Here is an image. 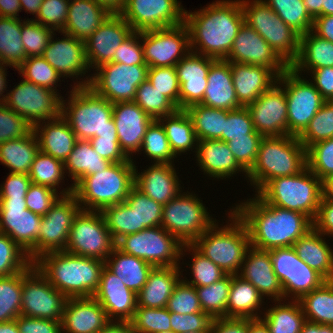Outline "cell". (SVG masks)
Returning a JSON list of instances; mask_svg holds the SVG:
<instances>
[{"mask_svg":"<svg viewBox=\"0 0 333 333\" xmlns=\"http://www.w3.org/2000/svg\"><path fill=\"white\" fill-rule=\"evenodd\" d=\"M231 209L243 221L250 244L259 250L291 247L313 228V220L301 212L267 204L258 194Z\"/></svg>","mask_w":333,"mask_h":333,"instance_id":"1","label":"cell"},{"mask_svg":"<svg viewBox=\"0 0 333 333\" xmlns=\"http://www.w3.org/2000/svg\"><path fill=\"white\" fill-rule=\"evenodd\" d=\"M190 51L213 59H226L244 23L241 0H217L199 11L185 10Z\"/></svg>","mask_w":333,"mask_h":333,"instance_id":"2","label":"cell"},{"mask_svg":"<svg viewBox=\"0 0 333 333\" xmlns=\"http://www.w3.org/2000/svg\"><path fill=\"white\" fill-rule=\"evenodd\" d=\"M33 264L67 298H80L93 297L105 261L54 251L41 255Z\"/></svg>","mask_w":333,"mask_h":333,"instance_id":"3","label":"cell"},{"mask_svg":"<svg viewBox=\"0 0 333 333\" xmlns=\"http://www.w3.org/2000/svg\"><path fill=\"white\" fill-rule=\"evenodd\" d=\"M69 93L68 101L62 97L61 116L78 140L117 137L113 103L97 94L90 86L72 87Z\"/></svg>","mask_w":333,"mask_h":333,"instance_id":"4","label":"cell"},{"mask_svg":"<svg viewBox=\"0 0 333 333\" xmlns=\"http://www.w3.org/2000/svg\"><path fill=\"white\" fill-rule=\"evenodd\" d=\"M307 167V149L297 136L263 137L257 158L247 172V179L257 194L276 177L293 176Z\"/></svg>","mask_w":333,"mask_h":333,"instance_id":"5","label":"cell"},{"mask_svg":"<svg viewBox=\"0 0 333 333\" xmlns=\"http://www.w3.org/2000/svg\"><path fill=\"white\" fill-rule=\"evenodd\" d=\"M228 217L231 223L219 227L216 221L192 245L225 274L237 275L251 244L247 227L232 209Z\"/></svg>","mask_w":333,"mask_h":333,"instance_id":"6","label":"cell"},{"mask_svg":"<svg viewBox=\"0 0 333 333\" xmlns=\"http://www.w3.org/2000/svg\"><path fill=\"white\" fill-rule=\"evenodd\" d=\"M134 167L133 161L112 163L105 170L83 177L73 187V195L83 210L102 211L122 203L135 185Z\"/></svg>","mask_w":333,"mask_h":333,"instance_id":"7","label":"cell"},{"mask_svg":"<svg viewBox=\"0 0 333 333\" xmlns=\"http://www.w3.org/2000/svg\"><path fill=\"white\" fill-rule=\"evenodd\" d=\"M257 194L267 204L301 212L314 220L322 199V181L306 167L296 175L270 180Z\"/></svg>","mask_w":333,"mask_h":333,"instance_id":"8","label":"cell"},{"mask_svg":"<svg viewBox=\"0 0 333 333\" xmlns=\"http://www.w3.org/2000/svg\"><path fill=\"white\" fill-rule=\"evenodd\" d=\"M244 23L253 28L290 67L298 57L300 35L263 0H241Z\"/></svg>","mask_w":333,"mask_h":333,"instance_id":"9","label":"cell"},{"mask_svg":"<svg viewBox=\"0 0 333 333\" xmlns=\"http://www.w3.org/2000/svg\"><path fill=\"white\" fill-rule=\"evenodd\" d=\"M205 207L195 193L181 191L163 206L161 227L182 244H192L216 222Z\"/></svg>","mask_w":333,"mask_h":333,"instance_id":"10","label":"cell"},{"mask_svg":"<svg viewBox=\"0 0 333 333\" xmlns=\"http://www.w3.org/2000/svg\"><path fill=\"white\" fill-rule=\"evenodd\" d=\"M116 247L153 267H172L180 265L183 244L161 226H156L123 236Z\"/></svg>","mask_w":333,"mask_h":333,"instance_id":"11","label":"cell"},{"mask_svg":"<svg viewBox=\"0 0 333 333\" xmlns=\"http://www.w3.org/2000/svg\"><path fill=\"white\" fill-rule=\"evenodd\" d=\"M115 247L102 212L81 209L74 218L65 251L106 261Z\"/></svg>","mask_w":333,"mask_h":333,"instance_id":"12","label":"cell"},{"mask_svg":"<svg viewBox=\"0 0 333 333\" xmlns=\"http://www.w3.org/2000/svg\"><path fill=\"white\" fill-rule=\"evenodd\" d=\"M303 77L289 67L277 78V82L285 90L287 99L288 135L297 137L326 101L311 80L309 82Z\"/></svg>","mask_w":333,"mask_h":333,"instance_id":"13","label":"cell"},{"mask_svg":"<svg viewBox=\"0 0 333 333\" xmlns=\"http://www.w3.org/2000/svg\"><path fill=\"white\" fill-rule=\"evenodd\" d=\"M62 97L59 92L24 79L7 92L3 104L22 116L33 128L61 115Z\"/></svg>","mask_w":333,"mask_h":333,"instance_id":"14","label":"cell"},{"mask_svg":"<svg viewBox=\"0 0 333 333\" xmlns=\"http://www.w3.org/2000/svg\"><path fill=\"white\" fill-rule=\"evenodd\" d=\"M67 299L33 263L22 271V316L62 321Z\"/></svg>","mask_w":333,"mask_h":333,"instance_id":"15","label":"cell"},{"mask_svg":"<svg viewBox=\"0 0 333 333\" xmlns=\"http://www.w3.org/2000/svg\"><path fill=\"white\" fill-rule=\"evenodd\" d=\"M147 65L109 62L95 69L89 86L111 103L134 101L138 86L147 79Z\"/></svg>","mask_w":333,"mask_h":333,"instance_id":"16","label":"cell"},{"mask_svg":"<svg viewBox=\"0 0 333 333\" xmlns=\"http://www.w3.org/2000/svg\"><path fill=\"white\" fill-rule=\"evenodd\" d=\"M268 251L273 270L284 293V301L289 297L291 300H299L304 294L319 288L326 281L298 257L292 246Z\"/></svg>","mask_w":333,"mask_h":333,"instance_id":"17","label":"cell"},{"mask_svg":"<svg viewBox=\"0 0 333 333\" xmlns=\"http://www.w3.org/2000/svg\"><path fill=\"white\" fill-rule=\"evenodd\" d=\"M42 216L26 207L25 198H0V232L15 241L34 262Z\"/></svg>","mask_w":333,"mask_h":333,"instance_id":"18","label":"cell"},{"mask_svg":"<svg viewBox=\"0 0 333 333\" xmlns=\"http://www.w3.org/2000/svg\"><path fill=\"white\" fill-rule=\"evenodd\" d=\"M145 64L148 67L176 66L190 52L189 30L178 26L142 31Z\"/></svg>","mask_w":333,"mask_h":333,"instance_id":"19","label":"cell"},{"mask_svg":"<svg viewBox=\"0 0 333 333\" xmlns=\"http://www.w3.org/2000/svg\"><path fill=\"white\" fill-rule=\"evenodd\" d=\"M183 8L177 0H127L120 15L133 31L142 32L184 23Z\"/></svg>","mask_w":333,"mask_h":333,"instance_id":"20","label":"cell"},{"mask_svg":"<svg viewBox=\"0 0 333 333\" xmlns=\"http://www.w3.org/2000/svg\"><path fill=\"white\" fill-rule=\"evenodd\" d=\"M73 194L60 196L42 216L38 235V258L48 252L65 251L74 218L81 210Z\"/></svg>","mask_w":333,"mask_h":333,"instance_id":"21","label":"cell"},{"mask_svg":"<svg viewBox=\"0 0 333 333\" xmlns=\"http://www.w3.org/2000/svg\"><path fill=\"white\" fill-rule=\"evenodd\" d=\"M63 38L54 40L55 33L49 39L48 45L43 52L42 57L56 70L63 78L67 77L79 79L73 87L89 86L92 76L84 77L90 70L86 58L85 42L74 38L64 32ZM83 74V75H82ZM79 77V78H78ZM76 84V85H75Z\"/></svg>","mask_w":333,"mask_h":333,"instance_id":"22","label":"cell"},{"mask_svg":"<svg viewBox=\"0 0 333 333\" xmlns=\"http://www.w3.org/2000/svg\"><path fill=\"white\" fill-rule=\"evenodd\" d=\"M246 108L255 130L263 137L288 135L287 99L284 88L278 82Z\"/></svg>","mask_w":333,"mask_h":333,"instance_id":"23","label":"cell"},{"mask_svg":"<svg viewBox=\"0 0 333 333\" xmlns=\"http://www.w3.org/2000/svg\"><path fill=\"white\" fill-rule=\"evenodd\" d=\"M225 60L231 63L263 66L270 69L277 77L289 68L270 45L245 23L239 28L232 49Z\"/></svg>","mask_w":333,"mask_h":333,"instance_id":"24","label":"cell"},{"mask_svg":"<svg viewBox=\"0 0 333 333\" xmlns=\"http://www.w3.org/2000/svg\"><path fill=\"white\" fill-rule=\"evenodd\" d=\"M132 32L120 14H111L85 42L89 67L97 69L112 62L117 48Z\"/></svg>","mask_w":333,"mask_h":333,"instance_id":"25","label":"cell"},{"mask_svg":"<svg viewBox=\"0 0 333 333\" xmlns=\"http://www.w3.org/2000/svg\"><path fill=\"white\" fill-rule=\"evenodd\" d=\"M113 120L120 148L132 159V154L140 152L144 135L153 119L131 101L113 103Z\"/></svg>","mask_w":333,"mask_h":333,"instance_id":"26","label":"cell"},{"mask_svg":"<svg viewBox=\"0 0 333 333\" xmlns=\"http://www.w3.org/2000/svg\"><path fill=\"white\" fill-rule=\"evenodd\" d=\"M93 297L105 309L110 320L130 321L134 316L137 294L128 289L106 266L102 269L99 287Z\"/></svg>","mask_w":333,"mask_h":333,"instance_id":"27","label":"cell"},{"mask_svg":"<svg viewBox=\"0 0 333 333\" xmlns=\"http://www.w3.org/2000/svg\"><path fill=\"white\" fill-rule=\"evenodd\" d=\"M215 60L190 51L175 66L180 84V109L202 102L208 85L207 75Z\"/></svg>","mask_w":333,"mask_h":333,"instance_id":"28","label":"cell"},{"mask_svg":"<svg viewBox=\"0 0 333 333\" xmlns=\"http://www.w3.org/2000/svg\"><path fill=\"white\" fill-rule=\"evenodd\" d=\"M111 320L94 297L68 298L62 316V333H98Z\"/></svg>","mask_w":333,"mask_h":333,"instance_id":"29","label":"cell"},{"mask_svg":"<svg viewBox=\"0 0 333 333\" xmlns=\"http://www.w3.org/2000/svg\"><path fill=\"white\" fill-rule=\"evenodd\" d=\"M237 275L250 282L263 297L283 302L284 293L273 270L269 251L251 246Z\"/></svg>","mask_w":333,"mask_h":333,"instance_id":"30","label":"cell"},{"mask_svg":"<svg viewBox=\"0 0 333 333\" xmlns=\"http://www.w3.org/2000/svg\"><path fill=\"white\" fill-rule=\"evenodd\" d=\"M174 165L154 163L141 173L135 166L134 186L164 206L182 191Z\"/></svg>","mask_w":333,"mask_h":333,"instance_id":"31","label":"cell"},{"mask_svg":"<svg viewBox=\"0 0 333 333\" xmlns=\"http://www.w3.org/2000/svg\"><path fill=\"white\" fill-rule=\"evenodd\" d=\"M196 161L204 175L214 179H226L242 172L247 178V171L237 162L228 143L221 140H199L197 142Z\"/></svg>","mask_w":333,"mask_h":333,"instance_id":"32","label":"cell"},{"mask_svg":"<svg viewBox=\"0 0 333 333\" xmlns=\"http://www.w3.org/2000/svg\"><path fill=\"white\" fill-rule=\"evenodd\" d=\"M208 85L200 104L228 111L243 107L236 97L232 82L231 62L225 59L215 60L207 75Z\"/></svg>","mask_w":333,"mask_h":333,"instance_id":"33","label":"cell"},{"mask_svg":"<svg viewBox=\"0 0 333 333\" xmlns=\"http://www.w3.org/2000/svg\"><path fill=\"white\" fill-rule=\"evenodd\" d=\"M232 82L238 102L246 107L277 82L268 68L251 64L231 63Z\"/></svg>","mask_w":333,"mask_h":333,"instance_id":"34","label":"cell"},{"mask_svg":"<svg viewBox=\"0 0 333 333\" xmlns=\"http://www.w3.org/2000/svg\"><path fill=\"white\" fill-rule=\"evenodd\" d=\"M33 131L38 140L39 151L62 162L68 158L78 140L61 115L37 124L33 127Z\"/></svg>","mask_w":333,"mask_h":333,"instance_id":"35","label":"cell"},{"mask_svg":"<svg viewBox=\"0 0 333 333\" xmlns=\"http://www.w3.org/2000/svg\"><path fill=\"white\" fill-rule=\"evenodd\" d=\"M111 13L93 0H70L62 32L86 42Z\"/></svg>","mask_w":333,"mask_h":333,"instance_id":"36","label":"cell"},{"mask_svg":"<svg viewBox=\"0 0 333 333\" xmlns=\"http://www.w3.org/2000/svg\"><path fill=\"white\" fill-rule=\"evenodd\" d=\"M181 268L180 266L153 267L147 282L137 294V307H166L175 286L183 276Z\"/></svg>","mask_w":333,"mask_h":333,"instance_id":"37","label":"cell"},{"mask_svg":"<svg viewBox=\"0 0 333 333\" xmlns=\"http://www.w3.org/2000/svg\"><path fill=\"white\" fill-rule=\"evenodd\" d=\"M314 227L293 245L298 257L326 281L333 280V249Z\"/></svg>","mask_w":333,"mask_h":333,"instance_id":"38","label":"cell"},{"mask_svg":"<svg viewBox=\"0 0 333 333\" xmlns=\"http://www.w3.org/2000/svg\"><path fill=\"white\" fill-rule=\"evenodd\" d=\"M264 298L250 282L245 281L239 275H232L227 301V318H261L262 315L259 312H261L260 308L264 303Z\"/></svg>","mask_w":333,"mask_h":333,"instance_id":"39","label":"cell"},{"mask_svg":"<svg viewBox=\"0 0 333 333\" xmlns=\"http://www.w3.org/2000/svg\"><path fill=\"white\" fill-rule=\"evenodd\" d=\"M290 67L301 75L302 71L333 67V42L320 38L312 30L301 35L298 57Z\"/></svg>","mask_w":333,"mask_h":333,"instance_id":"40","label":"cell"},{"mask_svg":"<svg viewBox=\"0 0 333 333\" xmlns=\"http://www.w3.org/2000/svg\"><path fill=\"white\" fill-rule=\"evenodd\" d=\"M105 266L136 294L143 288L153 269V266L143 259L126 254L117 247L105 261Z\"/></svg>","mask_w":333,"mask_h":333,"instance_id":"41","label":"cell"},{"mask_svg":"<svg viewBox=\"0 0 333 333\" xmlns=\"http://www.w3.org/2000/svg\"><path fill=\"white\" fill-rule=\"evenodd\" d=\"M39 144L32 130L23 138L11 139L0 144V162L10 168L11 173L27 174L36 154Z\"/></svg>","mask_w":333,"mask_h":333,"instance_id":"42","label":"cell"},{"mask_svg":"<svg viewBox=\"0 0 333 333\" xmlns=\"http://www.w3.org/2000/svg\"><path fill=\"white\" fill-rule=\"evenodd\" d=\"M112 163L102 158L93 148L89 140H77L72 152L64 162L68 177L73 180L74 187L83 177L107 169Z\"/></svg>","mask_w":333,"mask_h":333,"instance_id":"43","label":"cell"},{"mask_svg":"<svg viewBox=\"0 0 333 333\" xmlns=\"http://www.w3.org/2000/svg\"><path fill=\"white\" fill-rule=\"evenodd\" d=\"M159 121L165 129L170 148L176 157L185 152L187 154V151H192L194 148L197 149L198 139L192 120L185 109H178L171 115L160 118Z\"/></svg>","mask_w":333,"mask_h":333,"instance_id":"44","label":"cell"},{"mask_svg":"<svg viewBox=\"0 0 333 333\" xmlns=\"http://www.w3.org/2000/svg\"><path fill=\"white\" fill-rule=\"evenodd\" d=\"M275 303L276 305L266 309L264 316H261L270 333H300L306 322L300 302L288 300V303L281 301Z\"/></svg>","mask_w":333,"mask_h":333,"instance_id":"45","label":"cell"},{"mask_svg":"<svg viewBox=\"0 0 333 333\" xmlns=\"http://www.w3.org/2000/svg\"><path fill=\"white\" fill-rule=\"evenodd\" d=\"M298 301L306 321L333 325V280L325 281L319 288L304 294Z\"/></svg>","mask_w":333,"mask_h":333,"instance_id":"46","label":"cell"},{"mask_svg":"<svg viewBox=\"0 0 333 333\" xmlns=\"http://www.w3.org/2000/svg\"><path fill=\"white\" fill-rule=\"evenodd\" d=\"M196 137L199 140H221L227 119V110L216 109L202 104L188 106Z\"/></svg>","mask_w":333,"mask_h":333,"instance_id":"47","label":"cell"},{"mask_svg":"<svg viewBox=\"0 0 333 333\" xmlns=\"http://www.w3.org/2000/svg\"><path fill=\"white\" fill-rule=\"evenodd\" d=\"M22 19L0 17V63L17 69L25 60Z\"/></svg>","mask_w":333,"mask_h":333,"instance_id":"48","label":"cell"},{"mask_svg":"<svg viewBox=\"0 0 333 333\" xmlns=\"http://www.w3.org/2000/svg\"><path fill=\"white\" fill-rule=\"evenodd\" d=\"M232 283V275L226 274L215 283L195 287L202 311L213 319L227 318V301Z\"/></svg>","mask_w":333,"mask_h":333,"instance_id":"49","label":"cell"},{"mask_svg":"<svg viewBox=\"0 0 333 333\" xmlns=\"http://www.w3.org/2000/svg\"><path fill=\"white\" fill-rule=\"evenodd\" d=\"M300 36L311 31L314 19L306 10L303 0H263Z\"/></svg>","mask_w":333,"mask_h":333,"instance_id":"50","label":"cell"},{"mask_svg":"<svg viewBox=\"0 0 333 333\" xmlns=\"http://www.w3.org/2000/svg\"><path fill=\"white\" fill-rule=\"evenodd\" d=\"M134 102L153 120L171 115L178 107L146 79L136 90Z\"/></svg>","mask_w":333,"mask_h":333,"instance_id":"51","label":"cell"},{"mask_svg":"<svg viewBox=\"0 0 333 333\" xmlns=\"http://www.w3.org/2000/svg\"><path fill=\"white\" fill-rule=\"evenodd\" d=\"M22 272L0 277V323L21 315Z\"/></svg>","mask_w":333,"mask_h":333,"instance_id":"52","label":"cell"},{"mask_svg":"<svg viewBox=\"0 0 333 333\" xmlns=\"http://www.w3.org/2000/svg\"><path fill=\"white\" fill-rule=\"evenodd\" d=\"M32 183L50 187L57 191L64 181V162L39 151L31 164L28 173Z\"/></svg>","mask_w":333,"mask_h":333,"instance_id":"53","label":"cell"},{"mask_svg":"<svg viewBox=\"0 0 333 333\" xmlns=\"http://www.w3.org/2000/svg\"><path fill=\"white\" fill-rule=\"evenodd\" d=\"M125 202L136 212L137 232L161 226L163 205L143 194L135 186L130 190Z\"/></svg>","mask_w":333,"mask_h":333,"instance_id":"54","label":"cell"},{"mask_svg":"<svg viewBox=\"0 0 333 333\" xmlns=\"http://www.w3.org/2000/svg\"><path fill=\"white\" fill-rule=\"evenodd\" d=\"M186 251H191V255H193L191 259L192 262H190L192 264L188 263L189 267H191L190 271L191 274H193V279L189 281L185 277H183L184 279L182 278L187 284L195 287L207 286L222 279L226 275L220 267L201 254L192 244H183L181 259L186 254Z\"/></svg>","mask_w":333,"mask_h":333,"instance_id":"55","label":"cell"},{"mask_svg":"<svg viewBox=\"0 0 333 333\" xmlns=\"http://www.w3.org/2000/svg\"><path fill=\"white\" fill-rule=\"evenodd\" d=\"M141 151L148 158L153 159V163H174L176 156L170 148L165 129L159 120H153L148 126L140 149Z\"/></svg>","mask_w":333,"mask_h":333,"instance_id":"56","label":"cell"},{"mask_svg":"<svg viewBox=\"0 0 333 333\" xmlns=\"http://www.w3.org/2000/svg\"><path fill=\"white\" fill-rule=\"evenodd\" d=\"M101 212L115 242L125 235L137 233L136 212L125 201L107 206Z\"/></svg>","mask_w":333,"mask_h":333,"instance_id":"57","label":"cell"},{"mask_svg":"<svg viewBox=\"0 0 333 333\" xmlns=\"http://www.w3.org/2000/svg\"><path fill=\"white\" fill-rule=\"evenodd\" d=\"M16 70L22 74L23 79L55 92L58 91L56 84L61 82L62 76L42 56L27 57Z\"/></svg>","mask_w":333,"mask_h":333,"instance_id":"58","label":"cell"},{"mask_svg":"<svg viewBox=\"0 0 333 333\" xmlns=\"http://www.w3.org/2000/svg\"><path fill=\"white\" fill-rule=\"evenodd\" d=\"M330 138H333V101H325L298 139L308 149L311 145Z\"/></svg>","mask_w":333,"mask_h":333,"instance_id":"59","label":"cell"},{"mask_svg":"<svg viewBox=\"0 0 333 333\" xmlns=\"http://www.w3.org/2000/svg\"><path fill=\"white\" fill-rule=\"evenodd\" d=\"M32 263L28 254L15 241L0 232V277L22 272Z\"/></svg>","mask_w":333,"mask_h":333,"instance_id":"60","label":"cell"},{"mask_svg":"<svg viewBox=\"0 0 333 333\" xmlns=\"http://www.w3.org/2000/svg\"><path fill=\"white\" fill-rule=\"evenodd\" d=\"M130 322L135 333H159L172 330L170 312L166 307H136Z\"/></svg>","mask_w":333,"mask_h":333,"instance_id":"61","label":"cell"},{"mask_svg":"<svg viewBox=\"0 0 333 333\" xmlns=\"http://www.w3.org/2000/svg\"><path fill=\"white\" fill-rule=\"evenodd\" d=\"M54 31L34 20H23L21 27L25 59L31 56H42Z\"/></svg>","mask_w":333,"mask_h":333,"instance_id":"62","label":"cell"},{"mask_svg":"<svg viewBox=\"0 0 333 333\" xmlns=\"http://www.w3.org/2000/svg\"><path fill=\"white\" fill-rule=\"evenodd\" d=\"M307 167L321 181L333 175V138L319 141L307 149Z\"/></svg>","mask_w":333,"mask_h":333,"instance_id":"63","label":"cell"},{"mask_svg":"<svg viewBox=\"0 0 333 333\" xmlns=\"http://www.w3.org/2000/svg\"><path fill=\"white\" fill-rule=\"evenodd\" d=\"M59 192L50 187L32 183L25 196L26 207L31 212L44 216L60 196L73 194V186L63 188Z\"/></svg>","mask_w":333,"mask_h":333,"instance_id":"64","label":"cell"},{"mask_svg":"<svg viewBox=\"0 0 333 333\" xmlns=\"http://www.w3.org/2000/svg\"><path fill=\"white\" fill-rule=\"evenodd\" d=\"M147 79L154 88L168 97L180 109V84L174 66L149 67Z\"/></svg>","mask_w":333,"mask_h":333,"instance_id":"65","label":"cell"},{"mask_svg":"<svg viewBox=\"0 0 333 333\" xmlns=\"http://www.w3.org/2000/svg\"><path fill=\"white\" fill-rule=\"evenodd\" d=\"M166 308L169 312L177 314L204 313L195 286L187 284L182 279L175 286Z\"/></svg>","mask_w":333,"mask_h":333,"instance_id":"66","label":"cell"},{"mask_svg":"<svg viewBox=\"0 0 333 333\" xmlns=\"http://www.w3.org/2000/svg\"><path fill=\"white\" fill-rule=\"evenodd\" d=\"M70 0H44L36 19L32 20L52 29L54 32H62L66 21Z\"/></svg>","mask_w":333,"mask_h":333,"instance_id":"67","label":"cell"},{"mask_svg":"<svg viewBox=\"0 0 333 333\" xmlns=\"http://www.w3.org/2000/svg\"><path fill=\"white\" fill-rule=\"evenodd\" d=\"M248 134H259L254 128L249 110L246 107L227 110L221 141L228 143L233 138L247 137Z\"/></svg>","mask_w":333,"mask_h":333,"instance_id":"68","label":"cell"},{"mask_svg":"<svg viewBox=\"0 0 333 333\" xmlns=\"http://www.w3.org/2000/svg\"><path fill=\"white\" fill-rule=\"evenodd\" d=\"M32 130V126L22 116L0 103V144L11 139L23 138Z\"/></svg>","mask_w":333,"mask_h":333,"instance_id":"69","label":"cell"},{"mask_svg":"<svg viewBox=\"0 0 333 333\" xmlns=\"http://www.w3.org/2000/svg\"><path fill=\"white\" fill-rule=\"evenodd\" d=\"M262 138L260 134H248L247 137L233 138L228 142L235 159L247 172L256 161Z\"/></svg>","mask_w":333,"mask_h":333,"instance_id":"70","label":"cell"},{"mask_svg":"<svg viewBox=\"0 0 333 333\" xmlns=\"http://www.w3.org/2000/svg\"><path fill=\"white\" fill-rule=\"evenodd\" d=\"M112 62L128 66L146 65L143 55L142 32L133 31L117 48Z\"/></svg>","mask_w":333,"mask_h":333,"instance_id":"71","label":"cell"},{"mask_svg":"<svg viewBox=\"0 0 333 333\" xmlns=\"http://www.w3.org/2000/svg\"><path fill=\"white\" fill-rule=\"evenodd\" d=\"M171 328L175 333L210 331L213 318L207 313L177 314L170 312Z\"/></svg>","mask_w":333,"mask_h":333,"instance_id":"72","label":"cell"},{"mask_svg":"<svg viewBox=\"0 0 333 333\" xmlns=\"http://www.w3.org/2000/svg\"><path fill=\"white\" fill-rule=\"evenodd\" d=\"M89 141L94 150L111 163L133 161L121 150L117 137H93Z\"/></svg>","mask_w":333,"mask_h":333,"instance_id":"73","label":"cell"},{"mask_svg":"<svg viewBox=\"0 0 333 333\" xmlns=\"http://www.w3.org/2000/svg\"><path fill=\"white\" fill-rule=\"evenodd\" d=\"M20 333H62V322L19 315L16 318Z\"/></svg>","mask_w":333,"mask_h":333,"instance_id":"74","label":"cell"},{"mask_svg":"<svg viewBox=\"0 0 333 333\" xmlns=\"http://www.w3.org/2000/svg\"><path fill=\"white\" fill-rule=\"evenodd\" d=\"M31 184L29 175L10 172L0 185V198H25Z\"/></svg>","mask_w":333,"mask_h":333,"instance_id":"75","label":"cell"},{"mask_svg":"<svg viewBox=\"0 0 333 333\" xmlns=\"http://www.w3.org/2000/svg\"><path fill=\"white\" fill-rule=\"evenodd\" d=\"M311 82L326 101H333V67H323L310 71ZM314 80V81H313Z\"/></svg>","mask_w":333,"mask_h":333,"instance_id":"76","label":"cell"},{"mask_svg":"<svg viewBox=\"0 0 333 333\" xmlns=\"http://www.w3.org/2000/svg\"><path fill=\"white\" fill-rule=\"evenodd\" d=\"M313 227L324 236H333V201L321 199Z\"/></svg>","mask_w":333,"mask_h":333,"instance_id":"77","label":"cell"},{"mask_svg":"<svg viewBox=\"0 0 333 333\" xmlns=\"http://www.w3.org/2000/svg\"><path fill=\"white\" fill-rule=\"evenodd\" d=\"M210 333H248V319H214L211 325Z\"/></svg>","mask_w":333,"mask_h":333,"instance_id":"78","label":"cell"},{"mask_svg":"<svg viewBox=\"0 0 333 333\" xmlns=\"http://www.w3.org/2000/svg\"><path fill=\"white\" fill-rule=\"evenodd\" d=\"M312 31L320 38L333 42V15L316 17Z\"/></svg>","mask_w":333,"mask_h":333,"instance_id":"79","label":"cell"},{"mask_svg":"<svg viewBox=\"0 0 333 333\" xmlns=\"http://www.w3.org/2000/svg\"><path fill=\"white\" fill-rule=\"evenodd\" d=\"M20 0H0V17L19 18Z\"/></svg>","mask_w":333,"mask_h":333,"instance_id":"80","label":"cell"}]
</instances>
